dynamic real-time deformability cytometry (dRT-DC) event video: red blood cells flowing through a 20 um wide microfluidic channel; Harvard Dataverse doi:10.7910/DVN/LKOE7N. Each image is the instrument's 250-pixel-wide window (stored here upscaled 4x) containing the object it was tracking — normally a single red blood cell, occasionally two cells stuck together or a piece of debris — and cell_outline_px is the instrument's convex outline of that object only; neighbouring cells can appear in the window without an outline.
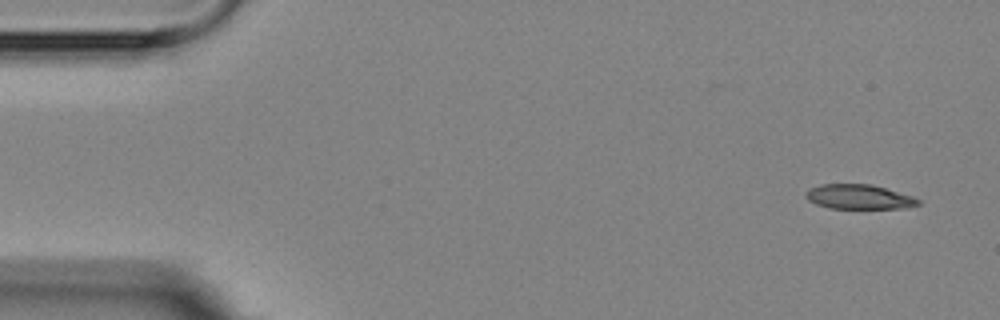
{"species": "Egyptian fruit bat (a non-hibernating species)", "species_latin": "Rousettus aegyptiacus", "temperature_condition": "room temperature", "stored_images_in_passage": 17, "segment_of_instrument_passage": [1, 2], "camera_frame_rate_fps": 3000, "um_per_image_px": 0.085, "animal": {"sex": "female"}, "frame": {"image": 1, "passage_image": 1, "time_ms": 0.0, "image_size_px": [1000, 320], "cell_outline_px": [[920, 204], [908, 208], [828, 208], [816, 204], [808, 200], [804, 196], [804, 192], [808, 188], [820, 184], [872, 184], [912, 196], [920, 200]], "centroid_in_image_um": [72.97, 16.73], "position_along_channel_um": 12.0, "area_um2": 16.24}}
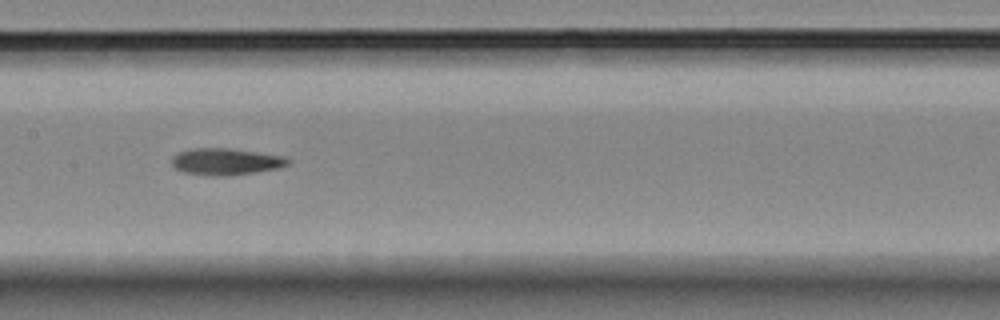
{"frame": {"image": 2, "passage_image": 8, "time_ms": 8.0, "image_size_px": [1000, 320], "cell_outline_px": [[292, 160], [288, 164], [280, 168], [252, 172], [220, 176], [216, 176], [184, 172], [176, 168], [172, 164], [172, 156], [180, 152], [192, 148], [228, 148], [284, 156]], "centroid_in_image_um": [19.21, 13.72], "position_along_channel_um": 188.2, "area_um2": 17.8}}
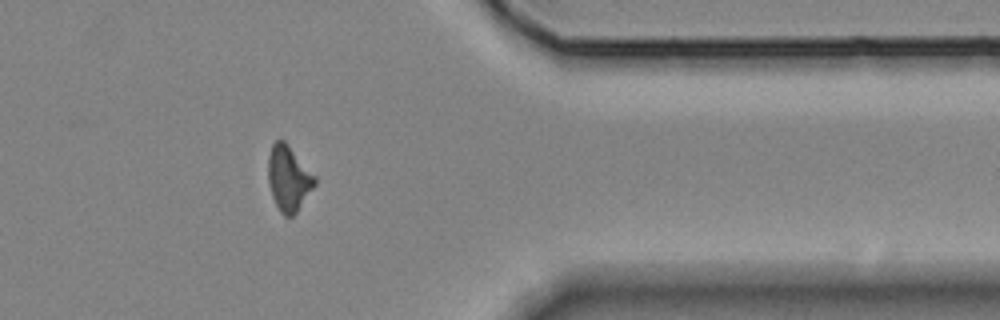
{"frame": {"image": 3, "passage_image": 13, "time_ms": 14.0, "image_size_px": [1000, 320], "cell_outline_px": [[316, 184], [296, 212], [292, 216], [284, 216], [280, 212], [272, 196], [268, 180], [268, 156], [272, 144], [276, 140], [284, 140], [316, 176]], "centroid_in_image_um": [24.53, 15.15], "position_along_channel_um": 386.9, "area_um2": 17.63}}